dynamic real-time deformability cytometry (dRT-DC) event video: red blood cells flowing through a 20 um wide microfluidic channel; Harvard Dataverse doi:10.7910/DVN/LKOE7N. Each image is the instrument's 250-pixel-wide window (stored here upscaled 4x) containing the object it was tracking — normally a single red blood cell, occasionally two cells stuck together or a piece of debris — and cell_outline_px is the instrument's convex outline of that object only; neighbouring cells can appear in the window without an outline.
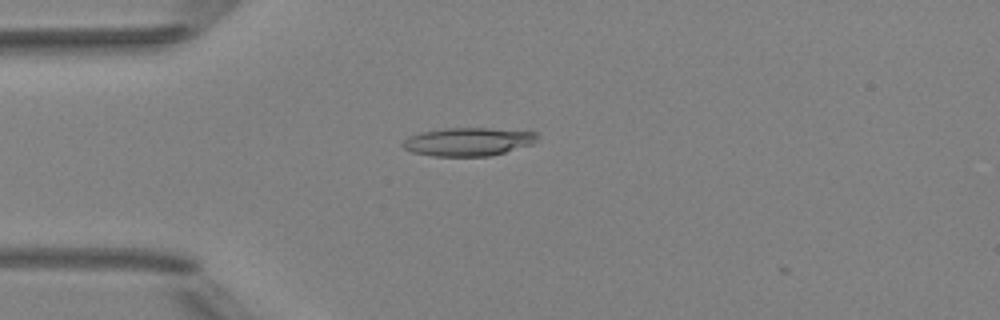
{"species": "Egyptian fruit bat (a non-hibernating species)", "species_latin": "Rousettus aegyptiacus", "temperature_condition": "room temperature", "stored_images_in_passage": 4, "camera_frame_rate_fps": 3000, "um_per_image_px": 0.085, "animal": {"sex": "female"}, "frame": {"image": 1, "passage_image": 3, "time_ms": 3.0, "image_size_px": [1000, 320], "cell_outline_px": [[536, 140], [532, 144], [504, 152], [488, 156], [432, 156], [412, 152], [404, 148], [400, 144], [408, 136], [420, 132], [448, 128], [488, 128], [536, 132]], "centroid_in_image_um": [39.74, 12.05], "position_along_channel_um": 45.3, "area_um2": 22.02}}